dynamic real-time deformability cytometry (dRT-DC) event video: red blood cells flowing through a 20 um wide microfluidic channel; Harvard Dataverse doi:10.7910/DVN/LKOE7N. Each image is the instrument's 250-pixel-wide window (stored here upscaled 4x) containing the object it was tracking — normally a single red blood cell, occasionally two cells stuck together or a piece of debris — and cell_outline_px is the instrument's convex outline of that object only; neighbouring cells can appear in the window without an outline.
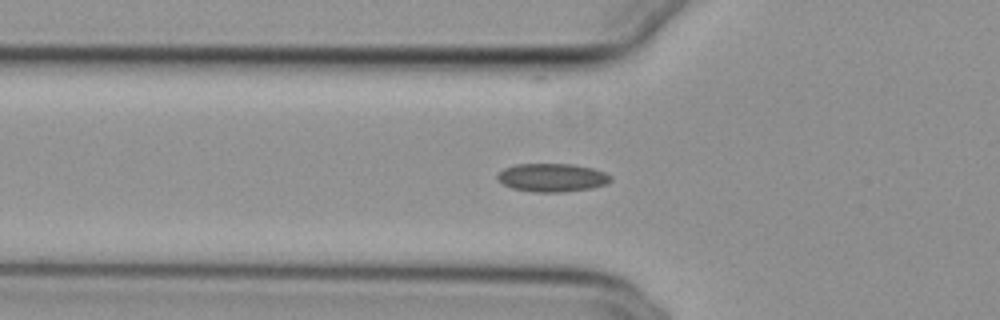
{"species": "common noctule bat (a hibernating species)", "species_latin": "Nyctalus noctula", "temperature_condition": "cold", "stored_images_in_passage": 41, "camera_frame_rate_fps": 3000, "um_per_image_px": 0.085, "animal": {"sex": "female", "body_mass_g": 29.2, "forearm_length_mm": 56.3}, "frame": {"image": 1, "passage_image": 10, "time_ms": 3.0, "image_size_px": [1000, 320], "cell_outline_px": [[612, 180], [608, 184], [592, 188], [564, 192], [532, 192], [512, 188], [504, 184], [496, 176], [504, 168], [516, 164], [572, 164], [592, 168], [604, 172], [612, 176]], "centroid_in_image_um": [46.97, 15.1], "position_along_channel_um": 78.8, "area_um2": 18.73}}
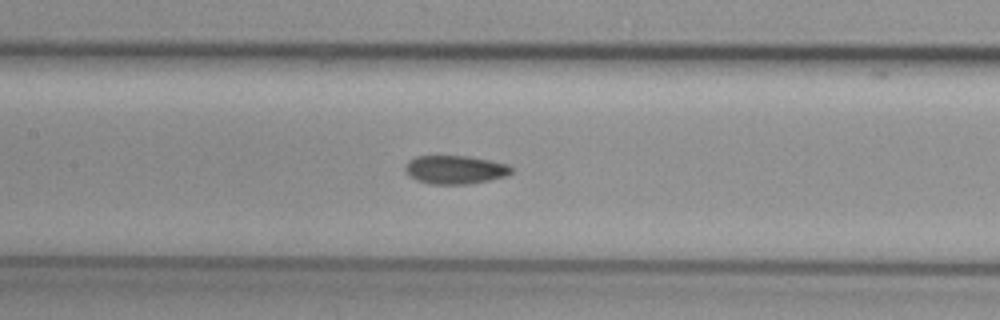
{"frame": {"image": 2, "passage_image": 17, "time_ms": 5.333, "image_size_px": [1000, 320], "cell_outline_px": [[516, 168], [512, 172], [504, 176], [488, 180], [468, 184], [432, 184], [416, 180], [404, 172], [404, 164], [408, 160], [416, 156], [468, 156], [508, 164]], "centroid_in_image_um": [38.66, 14.42], "position_along_channel_um": 168.7, "area_um2": 17.74}}
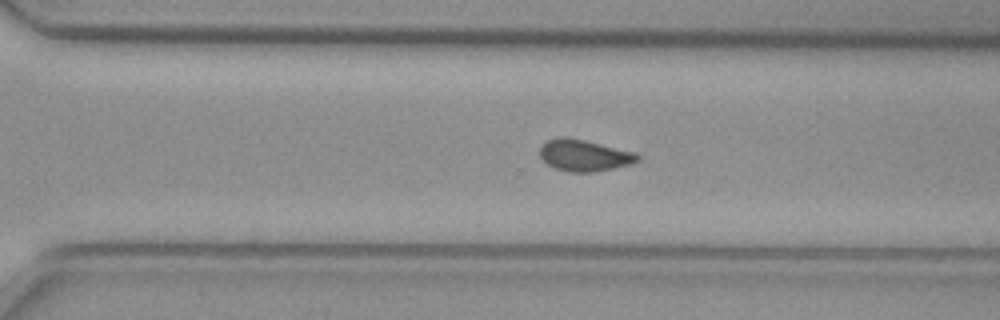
{"frame": {"image": 3, "passage_image": 29, "time_ms": 9.333, "image_size_px": [1000, 320], "cell_outline_px": [[640, 160], [632, 164], [592, 172], [568, 172], [556, 168], [548, 164], [540, 156], [540, 148], [548, 140], [560, 136], [564, 136], [584, 140], [636, 152], [640, 156]], "centroid_in_image_um": [49.69, 13.2], "position_along_channel_um": 320.9, "area_um2": 17.86}, "authors_computed_cell_mechanics": {"area_um2": 17.9758, "velocity_mm_per_s": 3.8204, "shape_relaxation_time_tau1_ms": null, "shape_relaxation_time_tau2_ms": 3.104, "deformation_change_tau1": null, "deformation_change_tau2": 0.0731}}